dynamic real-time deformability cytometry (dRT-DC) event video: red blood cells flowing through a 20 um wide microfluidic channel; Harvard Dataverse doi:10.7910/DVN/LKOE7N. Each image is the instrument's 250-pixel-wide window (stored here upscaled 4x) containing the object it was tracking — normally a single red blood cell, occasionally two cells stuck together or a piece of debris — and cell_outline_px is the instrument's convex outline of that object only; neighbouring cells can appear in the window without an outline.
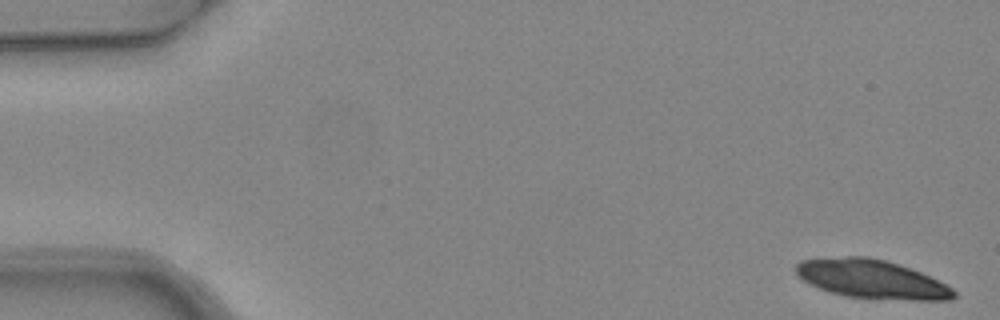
{"species": "common noctule bat (a hibernating species)", "species_latin": "Nyctalus noctula", "temperature_condition": "warm", "stored_images_in_passage": 4, "camera_frame_rate_fps": 3000, "um_per_image_px": 0.085, "animal": {"sex": "female", "body_mass_g": 24.6, "forearm_length_mm": 56.2}, "frame": {"image": 1, "passage_image": 1, "time_ms": 0.0, "image_size_px": [1000, 320], "cell_outline_px": [[956, 296], [948, 300], [912, 300], [848, 296], [828, 292], [804, 280], [796, 272], [796, 264], [800, 260], [816, 256], [868, 256], [884, 260], [920, 272], [952, 288], [956, 292]], "centroid_in_image_um": [74.03, 23.69], "position_along_channel_um": 11.0, "area_um2": 35.37}}